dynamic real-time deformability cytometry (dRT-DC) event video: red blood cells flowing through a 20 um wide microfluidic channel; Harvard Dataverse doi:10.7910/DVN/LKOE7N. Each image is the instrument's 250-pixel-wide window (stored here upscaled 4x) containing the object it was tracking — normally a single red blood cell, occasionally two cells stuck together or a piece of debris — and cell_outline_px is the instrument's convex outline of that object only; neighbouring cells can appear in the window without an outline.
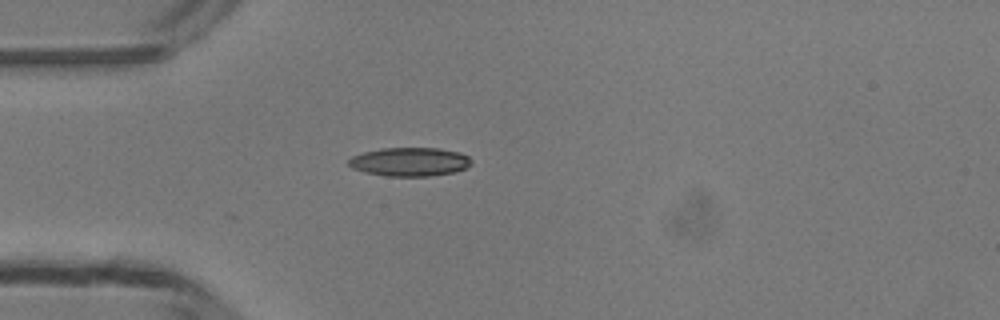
{"species": "common noctule bat (a hibernating species)", "species_latin": "Nyctalus noctula", "temperature_condition": "room temperature", "stored_images_in_passage": 29, "camera_frame_rate_fps": 3000, "um_per_image_px": 0.085, "animal": {"sex": "male", "body_mass_g": 13.3}, "frame": {"image": 1, "passage_image": 1, "time_ms": 0.0, "image_size_px": [1000, 320], "cell_outline_px": [[472, 164], [464, 168], [452, 172], [428, 176], [388, 176], [364, 172], [352, 168], [348, 164], [348, 160], [352, 156], [364, 152], [384, 148], [440, 148], [460, 152], [468, 156], [472, 160]], "centroid_in_image_um": [34.83, 13.75], "position_along_channel_um": 50.2, "area_um2": 20.46}}
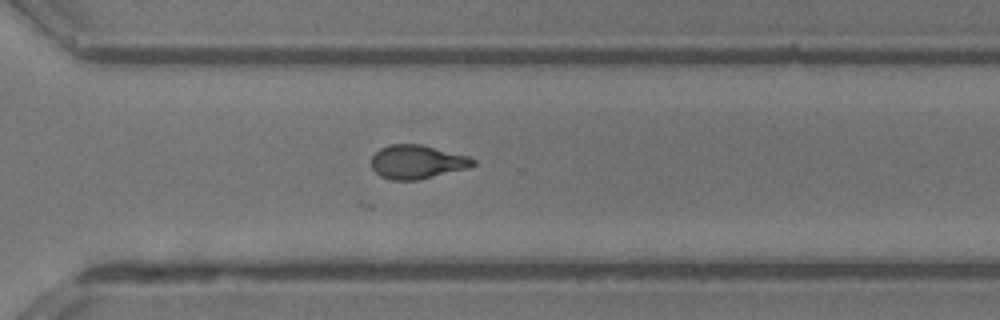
{"frame": {"image": 2, "passage_image": 22, "time_ms": 7.0, "image_size_px": [1000, 320], "cell_outline_px": [[476, 164], [468, 168], [420, 180], [392, 180], [380, 176], [372, 168], [372, 156], [380, 148], [392, 144], [420, 144], [468, 156], [476, 160]], "centroid_in_image_um": [35.46, 13.77], "position_along_channel_um": 335.1, "area_um2": 20.0}}
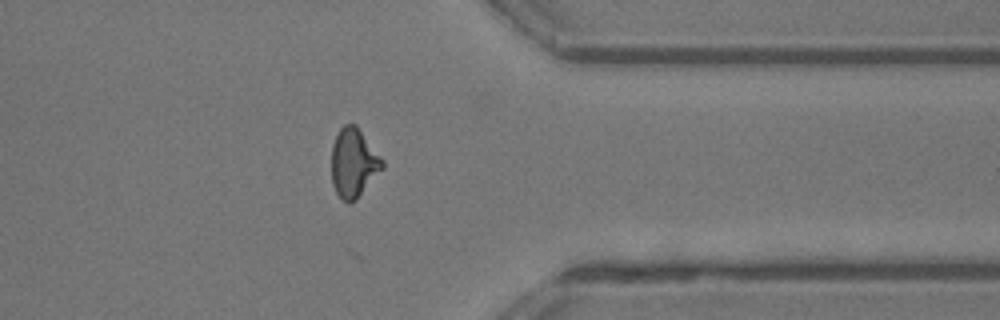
{"frame": {"image": 3, "passage_image": 26, "time_ms": 8.333, "image_size_px": [1000, 320], "cell_outline_px": [[384, 168], [356, 200], [348, 204], [336, 192], [332, 184], [332, 144], [340, 128], [344, 124], [356, 124], [384, 160]], "centroid_in_image_um": [30.07, 13.84], "position_along_channel_um": 381.3, "area_um2": 20.52}}